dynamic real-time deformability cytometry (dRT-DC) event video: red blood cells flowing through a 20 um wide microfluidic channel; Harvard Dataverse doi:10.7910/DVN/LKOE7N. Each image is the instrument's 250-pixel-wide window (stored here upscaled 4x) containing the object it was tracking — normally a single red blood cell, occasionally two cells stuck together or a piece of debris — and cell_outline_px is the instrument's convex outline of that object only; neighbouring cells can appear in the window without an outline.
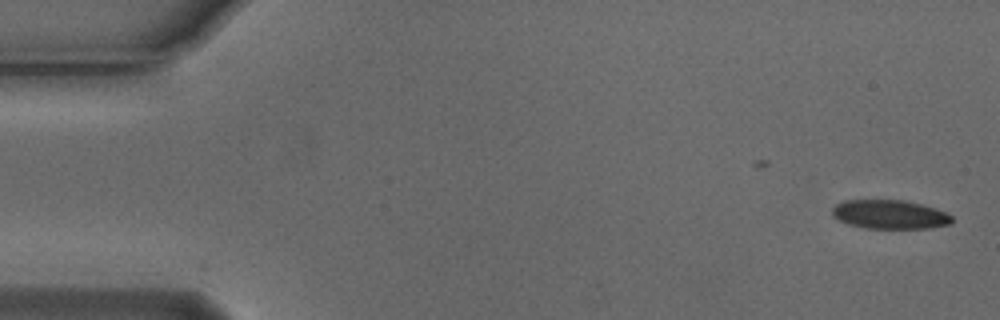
{"species": "Egyptian fruit bat (a non-hibernating species)", "species_latin": "Rousettus aegyptiacus", "temperature_condition": "cold", "stored_images_in_passage": 6, "segment_of_instrument_passage": [1, 2], "camera_frame_rate_fps": 3000, "um_per_image_px": 0.085, "animal": {"sex": "male"}, "frame": {"image": 1, "passage_image": 1, "time_ms": 0.0, "image_size_px": [1000, 320], "cell_outline_px": [[952, 224], [928, 228], [864, 228], [848, 224], [832, 216], [832, 208], [836, 204], [844, 200], [904, 200], [920, 204], [944, 212], [952, 216]], "centroid_in_image_um": [75.6, 18.23], "position_along_channel_um": 9.4, "area_um2": 20.06}}
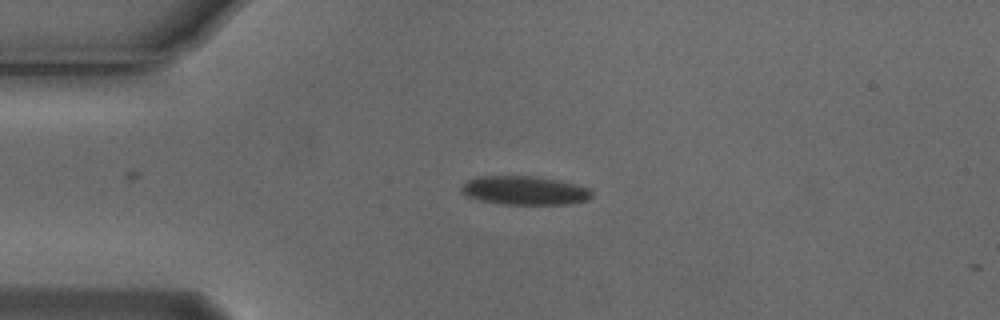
{"frame": {"image": 2, "passage_image": 4, "time_ms": 1.0, "image_size_px": [1000, 320], "cell_outline_px": [[592, 196], [588, 200], [568, 204], [500, 204], [480, 200], [468, 196], [460, 192], [460, 188], [468, 180], [480, 176], [532, 176], [560, 180], [576, 184], [588, 188], [592, 192]], "centroid_in_image_um": [44.6, 16.19], "position_along_channel_um": 40.4, "area_um2": 21.85}}